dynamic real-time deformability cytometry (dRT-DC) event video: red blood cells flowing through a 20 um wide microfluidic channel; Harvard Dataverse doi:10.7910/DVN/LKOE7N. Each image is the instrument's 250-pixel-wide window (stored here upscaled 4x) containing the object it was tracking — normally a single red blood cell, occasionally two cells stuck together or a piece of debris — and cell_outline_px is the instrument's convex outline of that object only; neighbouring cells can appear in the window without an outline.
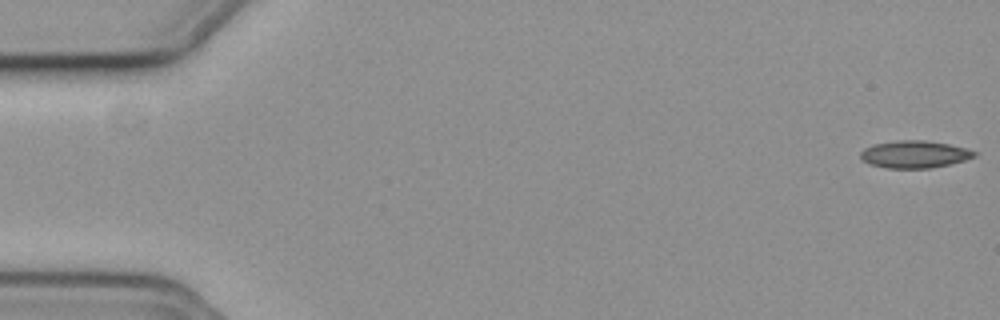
{"species": "common noctule bat (a hibernating species)", "species_latin": "Nyctalus noctula", "temperature_condition": "cold", "stored_images_in_passage": 5, "camera_frame_rate_fps": 3000, "um_per_image_px": 0.085, "animal": {"sex": "female", "body_mass_g": 19.3, "forearm_length_mm": 54.1}, "frame": {"image": 1, "passage_image": 1, "time_ms": 0.0, "image_size_px": [1000, 320], "cell_outline_px": [[976, 156], [964, 160], [948, 164], [928, 168], [888, 168], [868, 164], [860, 160], [860, 152], [864, 148], [872, 144], [896, 140], [924, 140], [948, 144], [968, 148], [976, 152]], "centroid_in_image_um": [77.68, 13.11], "position_along_channel_um": 7.3, "area_um2": 18.21}}